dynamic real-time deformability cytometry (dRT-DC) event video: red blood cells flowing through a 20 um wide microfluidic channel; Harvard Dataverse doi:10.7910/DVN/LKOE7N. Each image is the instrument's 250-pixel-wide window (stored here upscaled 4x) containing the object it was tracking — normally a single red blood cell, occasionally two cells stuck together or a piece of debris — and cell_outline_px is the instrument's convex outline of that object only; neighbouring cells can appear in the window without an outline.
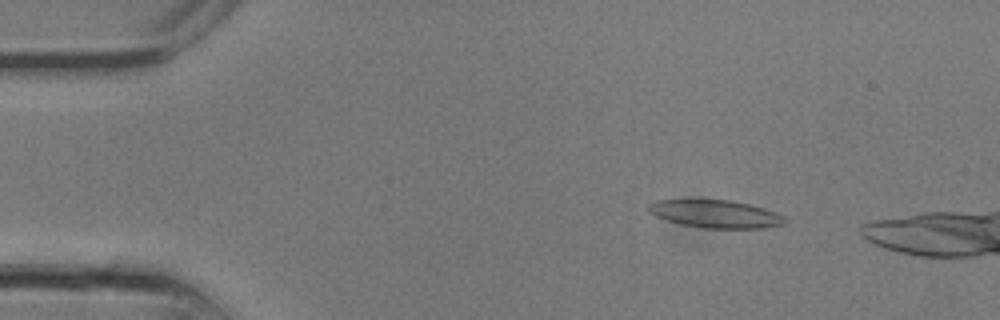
{"species": "common noctule bat (a hibernating species)", "species_latin": "Nyctalus noctula", "temperature_condition": "room temperature", "stored_images_in_passage": 8, "camera_frame_rate_fps": 3000, "um_per_image_px": 0.085, "animal": {"sex": "male", "body_mass_g": 13.3}, "frame": {"image": 1, "passage_image": 4, "time_ms": 1.0, "image_size_px": [1000, 320], "cell_outline_px": [[788, 220], [784, 224], [764, 228], [704, 228], [680, 224], [656, 216], [648, 212], [648, 204], [656, 200], [732, 200], [764, 208], [776, 212], [784, 216]], "centroid_in_image_um": [60.84, 18.19], "position_along_channel_um": 24.2, "area_um2": 22.08}}
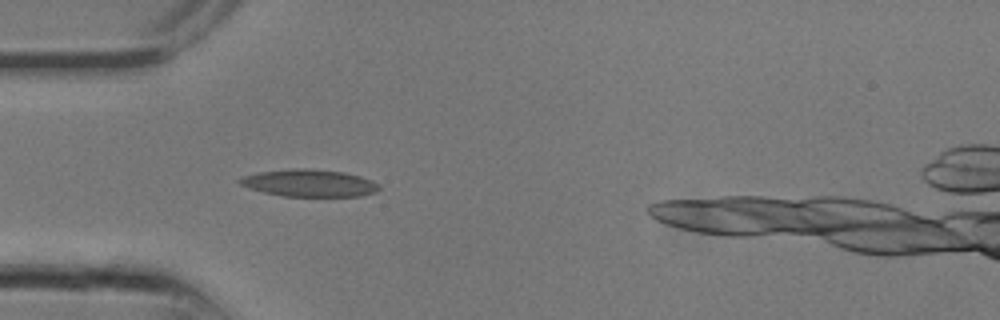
{"frame": {"image": 2, "passage_image": 8, "time_ms": 2.333, "image_size_px": [1000, 320], "cell_outline_px": [[380, 188], [376, 192], [360, 196], [284, 196], [264, 192], [240, 184], [236, 180], [244, 176], [260, 172], [292, 168], [308, 168], [344, 172], [360, 176], [372, 180], [380, 184]], "centroid_in_image_um": [26.33, 15.55], "position_along_channel_um": 58.7, "area_um2": 22.02}}